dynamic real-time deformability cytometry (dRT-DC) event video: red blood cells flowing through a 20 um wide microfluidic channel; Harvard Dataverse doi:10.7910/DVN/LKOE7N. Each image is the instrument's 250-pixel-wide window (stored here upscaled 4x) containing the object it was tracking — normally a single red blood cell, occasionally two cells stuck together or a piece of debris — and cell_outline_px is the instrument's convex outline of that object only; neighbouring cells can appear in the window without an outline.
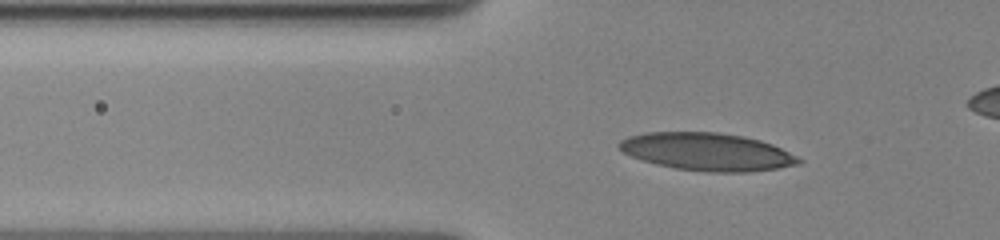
{"species": "human", "species_latin": "Homo sapiens", "temperature_condition": "cold", "stored_images_in_passage": 42, "camera_frame_rate_fps": 3000, "um_per_image_px": 0.085, "donor": {"sex": "female"}, "frame": {"image": 1, "passage_image": 7, "time_ms": 2.0, "image_size_px": [1000, 240], "cell_outline_px": [[804, 160], [800, 164], [780, 168], [748, 172], [708, 172], [676, 168], [656, 164], [632, 156], [624, 152], [616, 144], [620, 140], [628, 136], [644, 132], [720, 132], [744, 136], [760, 140], [772, 144]], "centroid_in_image_um": [60.12, 12.89], "position_along_channel_um": 65.7, "area_um2": 39.48}}
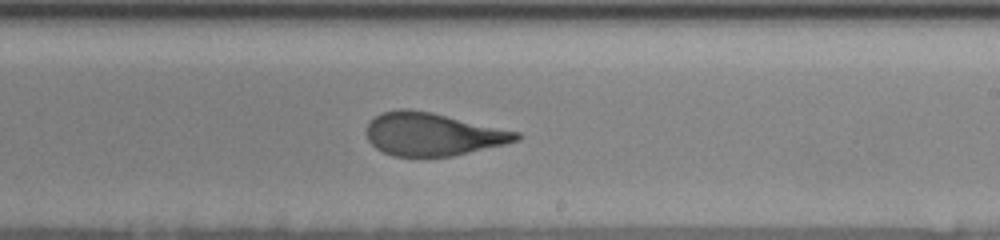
{"frame": {"image": 2, "passage_image": 24, "time_ms": 7.667, "image_size_px": [1000, 240], "cell_outline_px": [[520, 140], [504, 144], [452, 156], [392, 156], [376, 148], [368, 140], [364, 132], [368, 124], [376, 116], [384, 112], [400, 108], [408, 108], [432, 112], [520, 132]], "centroid_in_image_um": [36.76, 11.4], "position_along_channel_um": 252.2, "area_um2": 37.4}}
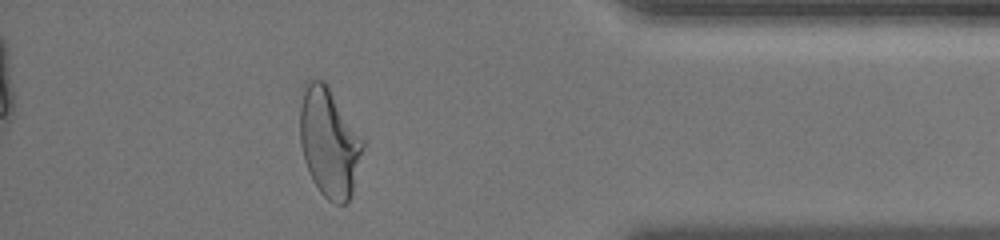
{"frame": {"image": 3, "passage_image": 39, "time_ms": 12.667, "image_size_px": [1000, 240], "cell_outline_px": [[364, 144], [352, 196], [348, 204], [336, 204], [328, 200], [320, 192], [312, 180], [308, 172], [304, 160], [300, 144], [300, 108], [304, 88], [308, 80], [324, 80], [328, 84], [364, 140]], "centroid_in_image_um": [27.98, 12.13], "position_along_channel_um": 407.2, "area_um2": 40.23}}